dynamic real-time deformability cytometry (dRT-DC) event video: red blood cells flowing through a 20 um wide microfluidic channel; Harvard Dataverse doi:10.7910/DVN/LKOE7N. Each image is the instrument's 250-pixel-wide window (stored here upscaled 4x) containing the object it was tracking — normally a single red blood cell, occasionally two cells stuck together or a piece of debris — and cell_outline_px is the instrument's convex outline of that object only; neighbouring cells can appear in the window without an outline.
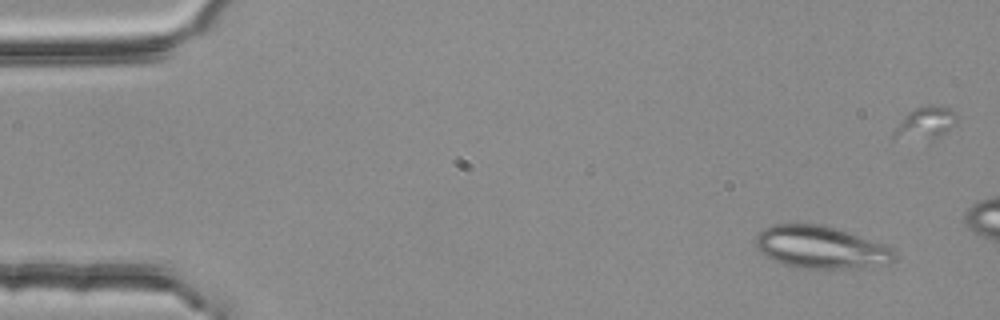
{"species": "common noctule bat (a hibernating species)", "species_latin": "Nyctalus noctula", "temperature_condition": "room temperature", "stored_images_in_passage": 6, "camera_frame_rate_fps": 3000, "um_per_image_px": 0.085, "animal": {"sex": "female", "body_mass_g": 25.1}, "frame": {"image": 1, "passage_image": 1, "time_ms": 0.0, "image_size_px": [1000, 320], "cell_outline_px": [[896, 256], [892, 264], [844, 268], [800, 268], [784, 264], [772, 260], [764, 256], [760, 252], [756, 244], [756, 236], [764, 228], [772, 224], [824, 224], [892, 248], [896, 252]], "centroid_in_image_um": [69.74, 21.02], "position_along_channel_um": 15.3, "area_um2": 34.04}}